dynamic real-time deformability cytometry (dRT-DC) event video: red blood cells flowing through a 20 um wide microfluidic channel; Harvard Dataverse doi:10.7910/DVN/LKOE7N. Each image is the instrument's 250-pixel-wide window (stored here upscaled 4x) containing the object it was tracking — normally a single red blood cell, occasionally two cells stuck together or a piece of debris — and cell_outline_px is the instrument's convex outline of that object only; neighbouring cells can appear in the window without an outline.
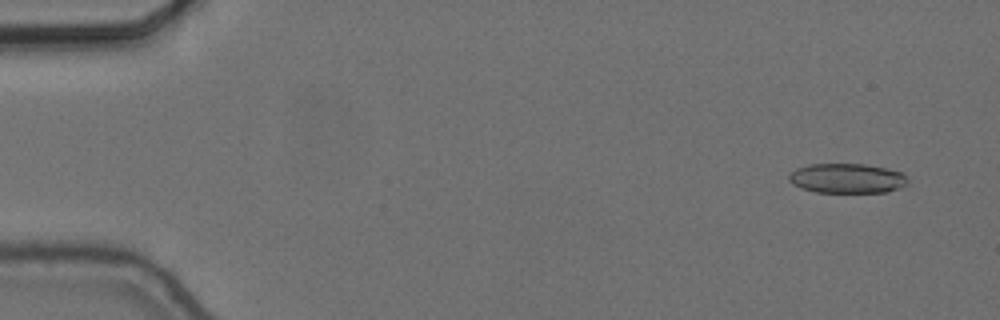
{"species": "common noctule bat (a hibernating species)", "species_latin": "Nyctalus noctula", "temperature_condition": "cold", "stored_images_in_passage": 57, "camera_frame_rate_fps": 3000, "um_per_image_px": 0.085, "animal": {"sex": "female", "body_mass_g": 24.6, "forearm_length_mm": 56.2}, "frame": {"image": 1, "passage_image": 4, "time_ms": 1.0, "image_size_px": [1000, 320], "cell_outline_px": [[908, 184], [888, 192], [816, 192], [800, 188], [792, 184], [788, 180], [788, 176], [796, 168], [808, 164], [864, 164], [904, 172], [908, 180]], "centroid_in_image_um": [71.99, 15.16], "position_along_channel_um": 13.0, "area_um2": 20.69}}
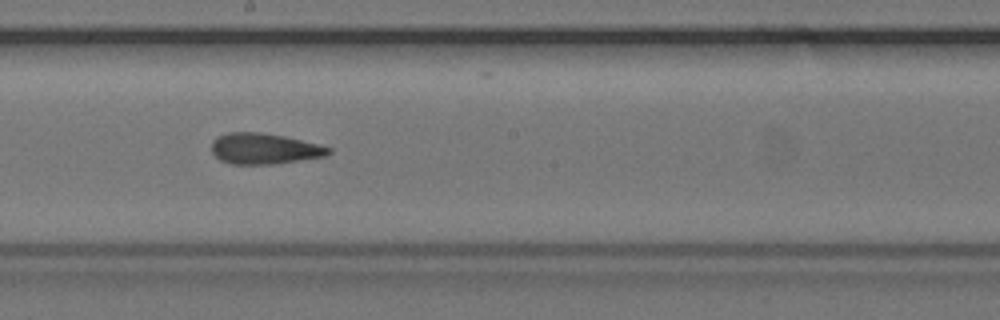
{"frame": {"image": 2, "passage_image": 32, "time_ms": 10.333, "image_size_px": [1000, 320], "cell_outline_px": [[332, 152], [324, 156], [272, 164], [232, 164], [220, 160], [212, 152], [212, 140], [216, 136], [228, 132], [260, 132], [284, 136], [320, 144], [332, 148]], "centroid_in_image_um": [22.45, 12.62], "position_along_channel_um": 225.8, "area_um2": 21.04}}
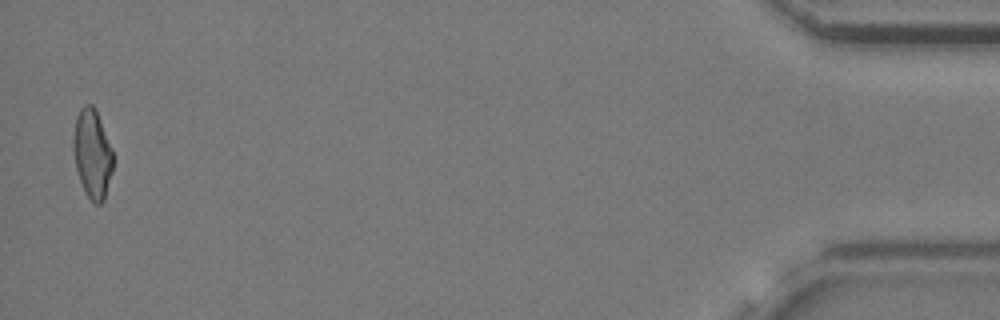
{"frame": {"image": 3, "passage_image": 56, "time_ms": 18.333, "image_size_px": [1000, 320], "cell_outline_px": [[112, 172], [104, 200], [100, 204], [96, 204], [88, 196], [80, 180], [76, 168], [72, 144], [72, 140], [76, 116], [80, 108], [84, 104], [92, 104], [96, 112], [112, 148]], "centroid_in_image_um": [7.83, 13.05], "position_along_channel_um": 427.4, "area_um2": 20.29}, "authors_computed_cell_mechanics": {"area_um2": 21.1548, "velocity_mm_per_s": 3.6601, "shape_relaxation_time_tau1_ms": 11.2631, "shape_relaxation_time_tau2_ms": 3.6517, "deformation_change_tau1": 0.2093, "deformation_change_tau2": 0.135}}